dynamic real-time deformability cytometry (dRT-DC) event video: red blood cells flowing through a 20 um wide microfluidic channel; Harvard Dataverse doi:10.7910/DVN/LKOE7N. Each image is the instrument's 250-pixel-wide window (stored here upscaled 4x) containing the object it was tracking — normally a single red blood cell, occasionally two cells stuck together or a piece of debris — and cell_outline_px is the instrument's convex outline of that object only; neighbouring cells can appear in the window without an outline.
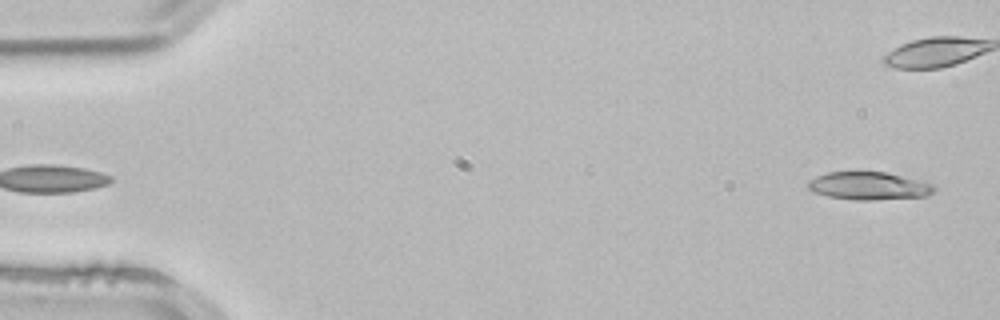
{"species": "common noctule bat (a hibernating species)", "species_latin": "Nyctalus noctula", "temperature_condition": "room temperature", "stored_images_in_passage": 2, "segment_of_instrument_passage": [2, 2], "camera_frame_rate_fps": 3000, "um_per_image_px": 0.085, "animal": {"sex": "male", "body_mass_g": 21.5, "forearm_length_mm": 52.0}, "frame": {"image": 1, "passage_image": 2, "time_ms": 0.333, "image_size_px": [1000, 320], "cell_outline_px": [[936, 188], [928, 196], [872, 200], [856, 200], [828, 196], [816, 192], [808, 188], [808, 180], [816, 176], [828, 172], [884, 172], [924, 180], [932, 184]], "centroid_in_image_um": [73.89, 15.79], "position_along_channel_um": 11.1, "area_um2": 20.46}}